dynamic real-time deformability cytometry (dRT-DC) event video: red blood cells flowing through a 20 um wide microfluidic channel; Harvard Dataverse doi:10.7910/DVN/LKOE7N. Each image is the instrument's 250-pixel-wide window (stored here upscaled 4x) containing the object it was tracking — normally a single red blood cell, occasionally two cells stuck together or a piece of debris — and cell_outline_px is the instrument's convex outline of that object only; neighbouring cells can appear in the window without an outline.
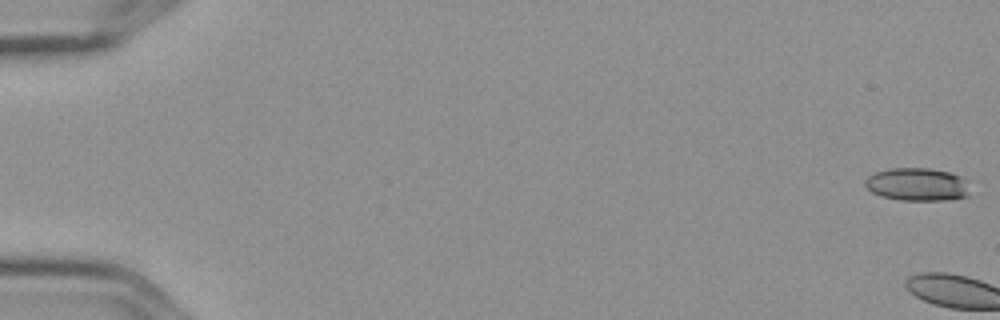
{"species": "Egyptian fruit bat (a non-hibernating species)", "species_latin": "Rousettus aegyptiacus", "temperature_condition": "cold", "stored_images_in_passage": 8, "camera_frame_rate_fps": 3000, "um_per_image_px": 0.085, "frame": {"image": 1, "passage_image": 1, "time_ms": 0.0, "image_size_px": [1000, 320], "cell_outline_px": [[968, 196], [944, 200], [900, 200], [880, 196], [872, 192], [864, 184], [864, 180], [868, 176], [876, 172], [888, 168], [928, 168], [948, 172], [960, 176], [964, 180], [968, 192]], "centroid_in_image_um": [77.9, 15.67], "position_along_channel_um": 7.1, "area_um2": 19.94}}
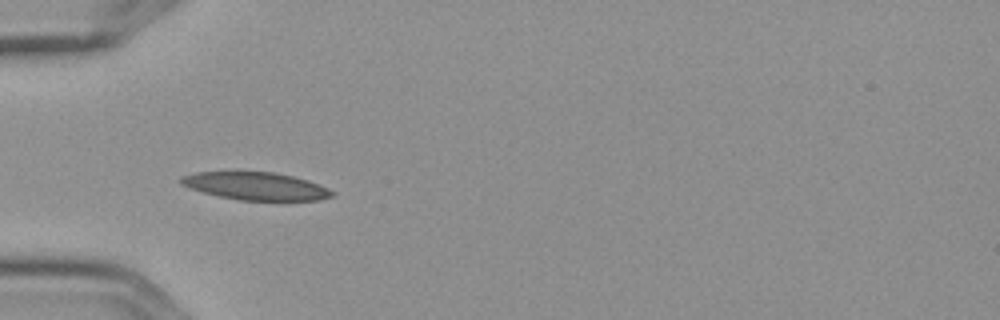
{"frame": {"image": 2, "passage_image": 7, "time_ms": 2.0, "image_size_px": [1000, 320], "cell_outline_px": [[336, 196], [320, 200], [236, 200], [188, 188], [180, 184], [180, 176], [196, 172], [236, 168], [276, 172], [308, 180], [320, 184], [336, 192]], "centroid_in_image_um": [21.7, 15.76], "position_along_channel_um": 63.3, "area_um2": 25.72}}
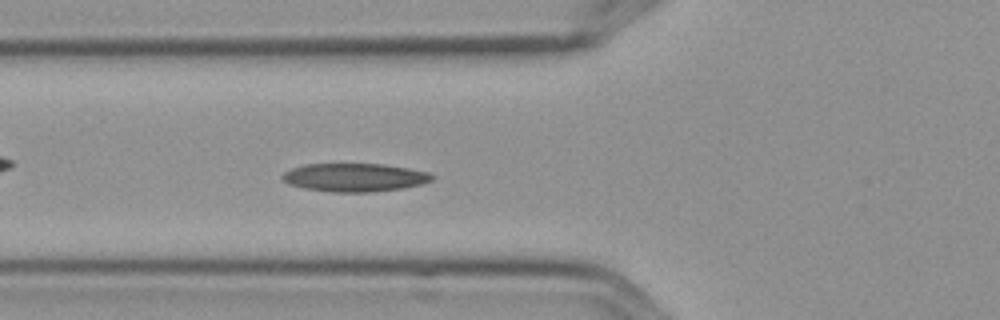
{"frame": {"image": 3, "passage_image": 8, "time_ms": 2.333, "image_size_px": [1000, 320], "cell_outline_px": [[436, 176], [432, 180], [420, 184], [404, 188], [372, 192], [332, 192], [304, 188], [288, 184], [280, 176], [284, 172], [292, 168], [304, 164], [384, 164], [408, 168], [428, 172]], "centroid_in_image_um": [30.14, 15.08], "position_along_channel_um": 95.7, "area_um2": 24.74}}